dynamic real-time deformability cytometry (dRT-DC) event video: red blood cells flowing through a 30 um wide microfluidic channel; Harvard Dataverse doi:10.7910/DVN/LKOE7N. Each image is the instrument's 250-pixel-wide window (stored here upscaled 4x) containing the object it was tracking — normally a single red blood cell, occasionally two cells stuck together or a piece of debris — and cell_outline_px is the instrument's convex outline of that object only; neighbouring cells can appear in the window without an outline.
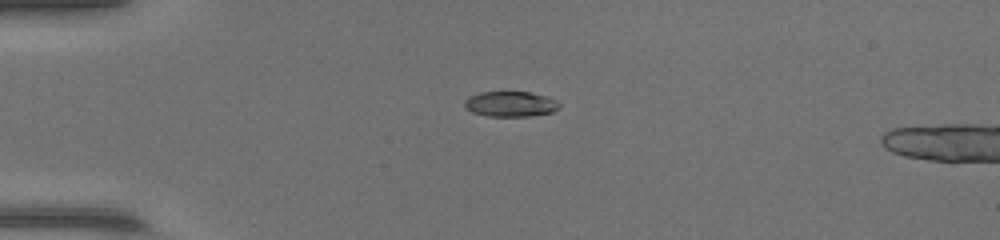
{"species": "common noctule bat (a hibernating species)", "species_latin": "Nyctalus noctula", "temperature_condition": "warm", "stored_images_in_passage": 37, "camera_frame_rate_fps": 3000, "um_per_image_px": 0.085, "animal": {"sex": "female", "body_mass_g": 17.0, "forearm_length_mm": 48.0}, "frame": {"image": 1, "passage_image": 1, "time_ms": 0.0, "image_size_px": [1000, 240], "cell_outline_px": [[560, 108], [552, 112], [528, 116], [488, 116], [472, 112], [464, 108], [464, 100], [468, 96], [480, 92], [528, 92], [544, 96], [556, 100], [560, 104]], "centroid_in_image_um": [43.35, 8.84], "position_along_channel_um": 41.6, "area_um2": 13.99}}
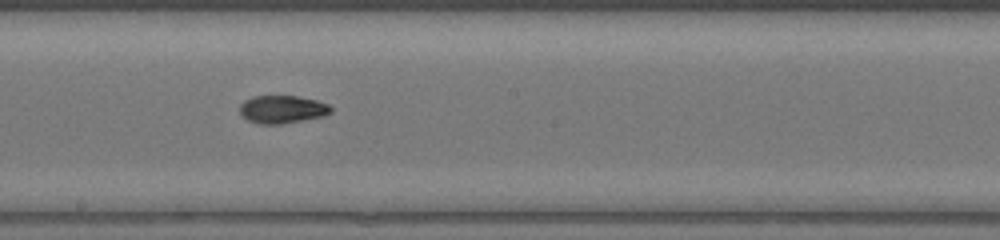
{"frame": {"image": 2, "passage_image": 16, "time_ms": 5.0, "image_size_px": [1000, 240], "cell_outline_px": [[332, 112], [324, 116], [280, 124], [260, 124], [248, 120], [240, 116], [240, 104], [244, 100], [252, 96], [296, 96], [316, 100], [328, 104], [332, 108]], "centroid_in_image_um": [23.97, 9.29], "position_along_channel_um": 224.2, "area_um2": 14.85}}
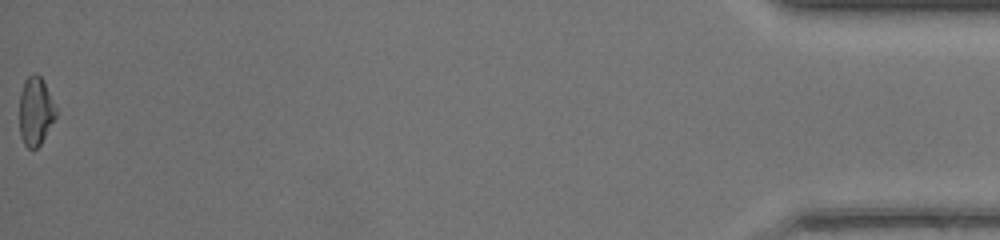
{"frame": {"image": 3, "passage_image": 37, "time_ms": 12.0, "image_size_px": [1000, 240], "cell_outline_px": [[56, 116], [40, 144], [36, 148], [28, 148], [24, 144], [20, 136], [20, 92], [24, 80], [32, 72], [36, 72], [44, 80], [56, 104]], "centroid_in_image_um": [3.03, 9.39], "position_along_channel_um": 432.2, "area_um2": 14.74}, "authors_computed_cell_mechanics": {"area_um2": 14.6234, "velocity_mm_per_s": 4.3699, "shape_relaxation_time_tau1_ms": 7.304, "shape_relaxation_time_tau2_ms": 2.9383, "deformation_change_tau1": 0.2241, "deformation_change_tau2": 0.0502}}